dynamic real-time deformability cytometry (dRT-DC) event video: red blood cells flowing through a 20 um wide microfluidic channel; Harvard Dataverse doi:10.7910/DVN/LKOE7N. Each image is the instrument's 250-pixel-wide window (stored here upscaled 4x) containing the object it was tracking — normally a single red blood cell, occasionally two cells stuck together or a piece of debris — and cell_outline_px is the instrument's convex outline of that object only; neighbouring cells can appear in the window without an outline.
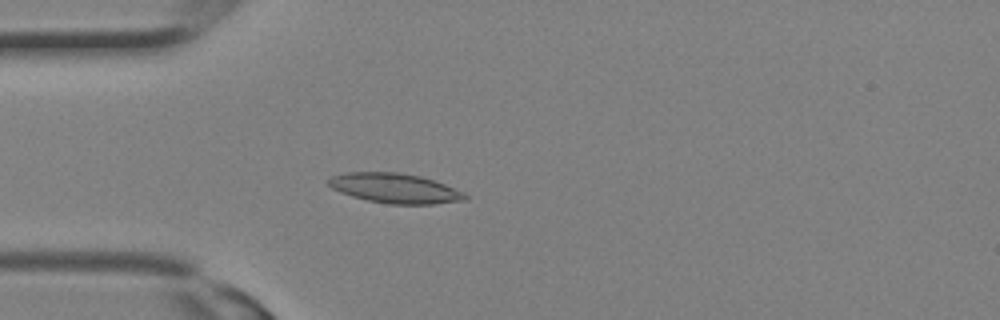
{"species": "Egyptian fruit bat (a non-hibernating species)", "species_latin": "Rousettus aegyptiacus", "temperature_condition": "room temperature", "stored_images_in_passage": 15, "camera_frame_rate_fps": 3000, "um_per_image_px": 0.085, "animal": {"sex": "female"}, "frame": {"image": 1, "passage_image": 7, "time_ms": 2.0, "image_size_px": [1000, 320], "cell_outline_px": [[468, 200], [432, 204], [388, 204], [368, 200], [352, 196], [340, 192], [332, 188], [328, 184], [328, 180], [332, 176], [344, 172], [400, 172], [420, 176], [444, 184], [464, 192], [468, 196]], "centroid_in_image_um": [33.57, 16.0], "position_along_channel_um": 51.4, "area_um2": 23.7}}
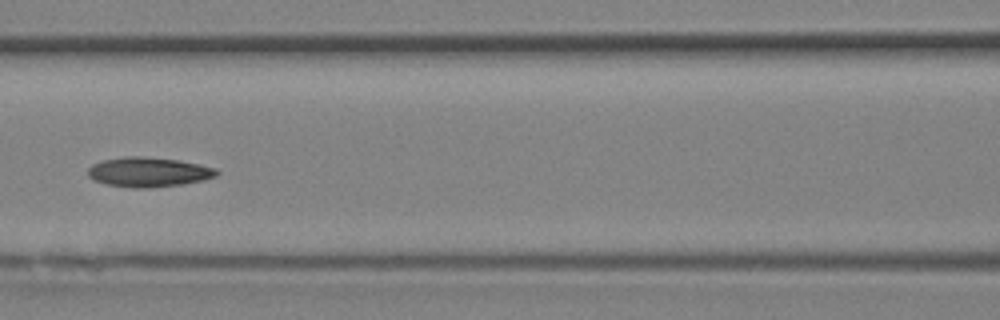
{"frame": {"image": 2, "passage_image": 12, "time_ms": 3.667, "image_size_px": [1000, 320], "cell_outline_px": [[220, 172], [216, 176], [204, 180], [184, 184], [148, 188], [136, 188], [108, 184], [92, 180], [88, 176], [88, 168], [92, 164], [104, 160], [124, 156], [140, 156], [176, 160], [200, 164], [216, 168]], "centroid_in_image_um": [12.64, 14.63], "position_along_channel_um": 154.0, "area_um2": 22.25}}
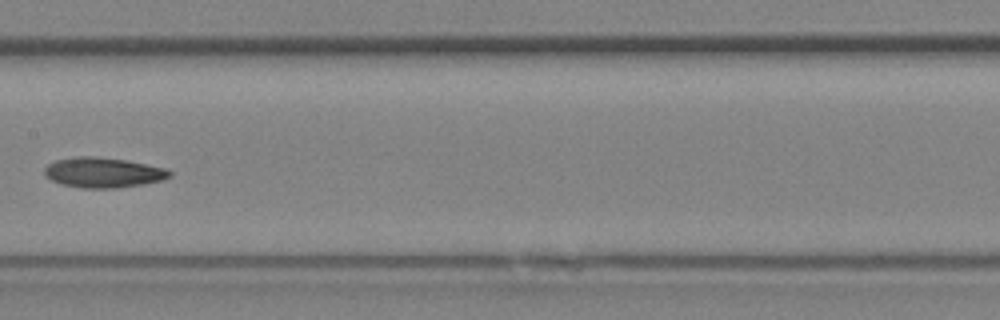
{"frame": {"image": 3, "passage_image": 14, "time_ms": 4.333, "image_size_px": [1000, 320], "cell_outline_px": [[172, 176], [160, 180], [144, 184], [112, 188], [80, 188], [60, 184], [52, 180], [44, 172], [44, 168], [48, 164], [56, 160], [80, 156], [96, 156], [128, 160], [168, 168], [172, 172]], "centroid_in_image_um": [8.8, 14.66], "position_along_channel_um": 198.6, "area_um2": 22.08}}